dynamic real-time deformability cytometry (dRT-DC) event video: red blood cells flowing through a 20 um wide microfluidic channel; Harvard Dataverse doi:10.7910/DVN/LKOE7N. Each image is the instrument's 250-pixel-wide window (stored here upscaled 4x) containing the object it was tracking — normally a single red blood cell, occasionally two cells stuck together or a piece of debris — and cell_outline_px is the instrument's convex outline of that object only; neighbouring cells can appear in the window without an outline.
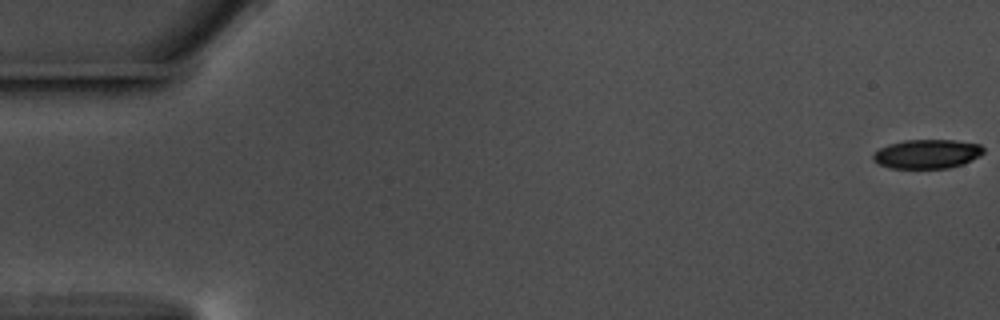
{"species": "common noctule bat (a hibernating species)", "species_latin": "Nyctalus noctula", "temperature_condition": "warm", "stored_images_in_passage": 58, "camera_frame_rate_fps": 3000, "um_per_image_px": 0.085, "animal": {"sex": "male", "body_mass_g": 17.5, "forearm_length_mm": 52.3}, "frame": {"image": 1, "passage_image": 1, "time_ms": 0.0, "image_size_px": [1000, 320], "cell_outline_px": [[984, 152], [980, 156], [964, 164], [948, 168], [892, 168], [880, 164], [872, 160], [872, 156], [880, 148], [888, 144], [904, 140], [956, 140], [980, 144], [984, 148]], "centroid_in_image_um": [78.84, 13.08], "position_along_channel_um": 6.2, "area_um2": 18.79}}
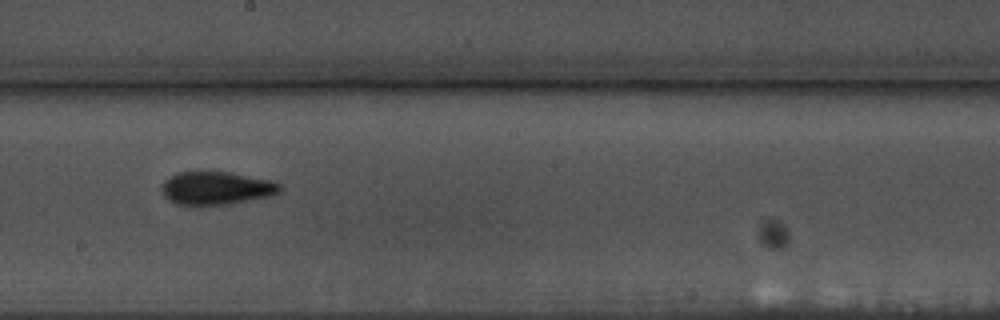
{"frame": {"image": 2, "passage_image": 33, "time_ms": 10.667, "image_size_px": [1000, 320], "cell_outline_px": [[280, 192], [272, 196], [228, 204], [200, 208], [176, 204], [168, 200], [164, 196], [164, 180], [176, 172], [232, 172], [272, 180], [280, 184]], "centroid_in_image_um": [18.39, 16.02], "position_along_channel_um": 229.8, "area_um2": 23.35}}
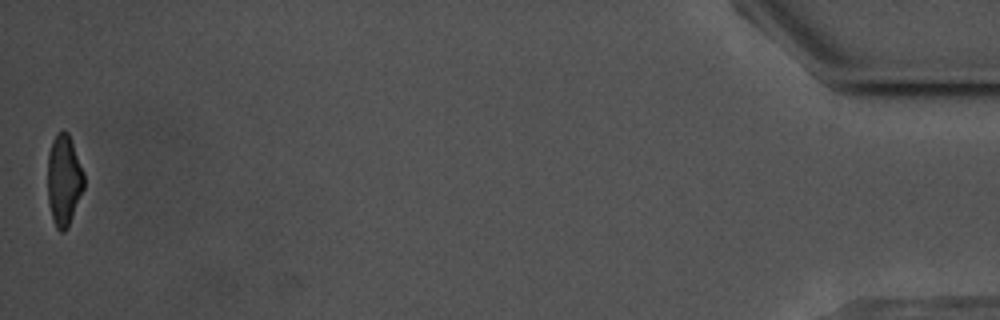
{"frame": {"image": 3, "passage_image": 58, "time_ms": 19.0, "image_size_px": [1000, 320], "cell_outline_px": [[84, 188], [68, 228], [64, 232], [60, 232], [56, 228], [52, 220], [48, 204], [48, 152], [52, 140], [56, 132], [64, 128], [68, 132], [84, 172]], "centroid_in_image_um": [5.42, 15.31], "position_along_channel_um": 429.8, "area_um2": 19.65}, "authors_computed_cell_mechanics": {"area_um2": 20.9814, "velocity_mm_per_s": 3.5664, "shape_relaxation_time_tau1_ms": 4.6832, "shape_relaxation_time_tau2_ms": 2.3257, "deformation_change_tau1": 0.1781, "deformation_change_tau2": 0.099}}